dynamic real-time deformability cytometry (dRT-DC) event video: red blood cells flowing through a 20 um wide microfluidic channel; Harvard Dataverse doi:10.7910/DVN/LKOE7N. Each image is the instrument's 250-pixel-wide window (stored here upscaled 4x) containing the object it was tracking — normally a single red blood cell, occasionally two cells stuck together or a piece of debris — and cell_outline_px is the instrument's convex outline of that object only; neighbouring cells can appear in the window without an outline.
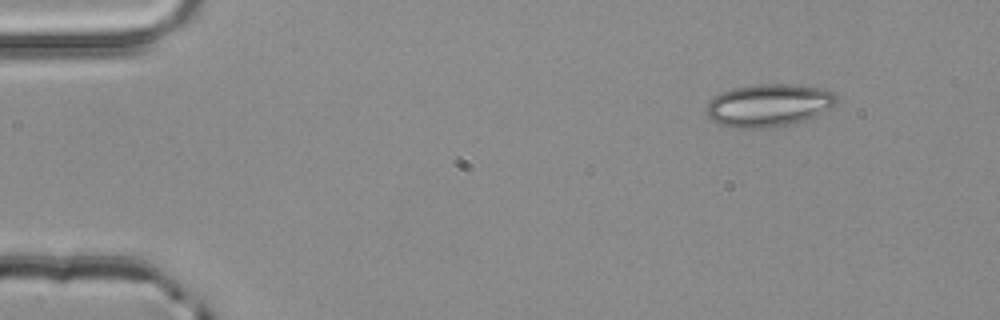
{"species": "common noctule bat (a hibernating species)", "species_latin": "Nyctalus noctula", "temperature_condition": "room temperature", "stored_images_in_passage": 2, "camera_frame_rate_fps": 3000, "um_per_image_px": 0.085, "animal": {"sex": "male", "body_mass_g": 20.4}, "frame": {"image": 1, "passage_image": 1, "time_ms": 0.0, "image_size_px": [1000, 320], "cell_outline_px": [[836, 100], [828, 108], [816, 116], [792, 124], [768, 128], [736, 128], [720, 124], [712, 120], [704, 112], [708, 100], [720, 92], [732, 88], [756, 84], [792, 84], [824, 88], [832, 92], [836, 96]], "centroid_in_image_um": [65.28, 8.94], "position_along_channel_um": 19.7, "area_um2": 32.54}}